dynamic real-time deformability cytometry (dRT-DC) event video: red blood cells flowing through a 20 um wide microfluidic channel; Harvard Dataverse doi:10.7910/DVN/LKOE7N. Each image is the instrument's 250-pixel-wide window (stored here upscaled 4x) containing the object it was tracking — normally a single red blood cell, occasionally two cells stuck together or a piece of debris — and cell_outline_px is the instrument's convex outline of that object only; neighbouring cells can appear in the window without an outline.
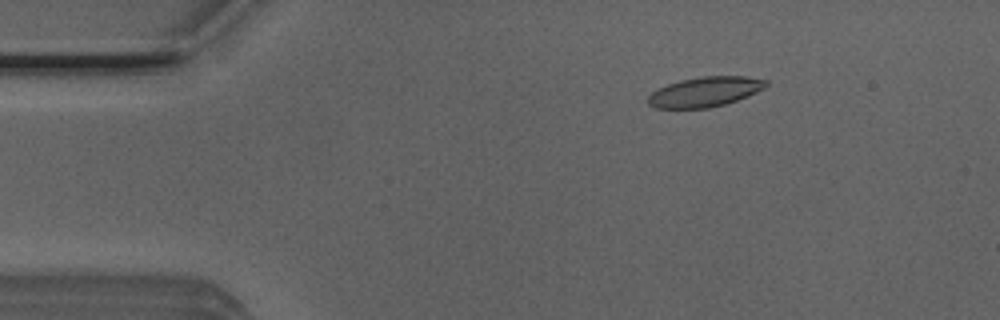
{"species": "Egyptian fruit bat (a non-hibernating species)", "species_latin": "Rousettus aegyptiacus", "temperature_condition": "room temperature", "stored_images_in_passage": 3, "camera_frame_rate_fps": 3000, "um_per_image_px": 0.085, "animal": {"sex": "male"}, "frame": {"image": 1, "passage_image": 1, "time_ms": 0.0, "image_size_px": [1000, 320], "cell_outline_px": [[768, 84], [764, 88], [748, 96], [724, 104], [708, 108], [656, 108], [648, 104], [648, 96], [656, 88], [680, 80], [700, 76], [744, 76], [768, 80]], "centroid_in_image_um": [59.91, 7.79], "position_along_channel_um": 25.1, "area_um2": 20.58}}